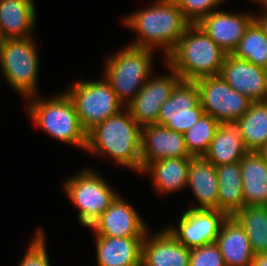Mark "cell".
Here are the masks:
<instances>
[{
  "label": "cell",
  "instance_id": "1",
  "mask_svg": "<svg viewBox=\"0 0 267 266\" xmlns=\"http://www.w3.org/2000/svg\"><path fill=\"white\" fill-rule=\"evenodd\" d=\"M141 130L127 109L120 111L86 133L85 150L108 154L119 165L141 172Z\"/></svg>",
  "mask_w": 267,
  "mask_h": 266
},
{
  "label": "cell",
  "instance_id": "2",
  "mask_svg": "<svg viewBox=\"0 0 267 266\" xmlns=\"http://www.w3.org/2000/svg\"><path fill=\"white\" fill-rule=\"evenodd\" d=\"M125 23L139 34L130 46L147 49L160 46L165 49L166 56L191 24L173 0H157L156 5L125 18Z\"/></svg>",
  "mask_w": 267,
  "mask_h": 266
},
{
  "label": "cell",
  "instance_id": "3",
  "mask_svg": "<svg viewBox=\"0 0 267 266\" xmlns=\"http://www.w3.org/2000/svg\"><path fill=\"white\" fill-rule=\"evenodd\" d=\"M227 54L197 25L190 24L167 57L181 80L217 76Z\"/></svg>",
  "mask_w": 267,
  "mask_h": 266
},
{
  "label": "cell",
  "instance_id": "4",
  "mask_svg": "<svg viewBox=\"0 0 267 266\" xmlns=\"http://www.w3.org/2000/svg\"><path fill=\"white\" fill-rule=\"evenodd\" d=\"M151 52L152 49L129 45L106 62L104 79L110 84L122 105L125 102L128 105L150 77Z\"/></svg>",
  "mask_w": 267,
  "mask_h": 266
},
{
  "label": "cell",
  "instance_id": "5",
  "mask_svg": "<svg viewBox=\"0 0 267 266\" xmlns=\"http://www.w3.org/2000/svg\"><path fill=\"white\" fill-rule=\"evenodd\" d=\"M31 100L29 114L34 123L59 141L86 148V132L80 125L72 99L67 93L49 100Z\"/></svg>",
  "mask_w": 267,
  "mask_h": 266
},
{
  "label": "cell",
  "instance_id": "6",
  "mask_svg": "<svg viewBox=\"0 0 267 266\" xmlns=\"http://www.w3.org/2000/svg\"><path fill=\"white\" fill-rule=\"evenodd\" d=\"M36 47L29 38H8L0 42V65L11 86L25 95L35 98L39 60Z\"/></svg>",
  "mask_w": 267,
  "mask_h": 266
},
{
  "label": "cell",
  "instance_id": "7",
  "mask_svg": "<svg viewBox=\"0 0 267 266\" xmlns=\"http://www.w3.org/2000/svg\"><path fill=\"white\" fill-rule=\"evenodd\" d=\"M66 93L74 102L78 120L86 133L121 111L122 104L105 79L95 82L77 81Z\"/></svg>",
  "mask_w": 267,
  "mask_h": 266
},
{
  "label": "cell",
  "instance_id": "8",
  "mask_svg": "<svg viewBox=\"0 0 267 266\" xmlns=\"http://www.w3.org/2000/svg\"><path fill=\"white\" fill-rule=\"evenodd\" d=\"M64 186L70 200L79 209V222L87 227H90L118 196L103 178L87 169L67 180Z\"/></svg>",
  "mask_w": 267,
  "mask_h": 266
},
{
  "label": "cell",
  "instance_id": "9",
  "mask_svg": "<svg viewBox=\"0 0 267 266\" xmlns=\"http://www.w3.org/2000/svg\"><path fill=\"white\" fill-rule=\"evenodd\" d=\"M199 101L205 114L219 123L235 122L249 109L252 101L232 87L220 76H206L195 80Z\"/></svg>",
  "mask_w": 267,
  "mask_h": 266
},
{
  "label": "cell",
  "instance_id": "10",
  "mask_svg": "<svg viewBox=\"0 0 267 266\" xmlns=\"http://www.w3.org/2000/svg\"><path fill=\"white\" fill-rule=\"evenodd\" d=\"M204 114L196 82L180 80L161 106L157 124L184 134Z\"/></svg>",
  "mask_w": 267,
  "mask_h": 266
},
{
  "label": "cell",
  "instance_id": "11",
  "mask_svg": "<svg viewBox=\"0 0 267 266\" xmlns=\"http://www.w3.org/2000/svg\"><path fill=\"white\" fill-rule=\"evenodd\" d=\"M228 215L217 209L190 208L182 214L179 228L167 230L189 249L216 243L223 222Z\"/></svg>",
  "mask_w": 267,
  "mask_h": 266
},
{
  "label": "cell",
  "instance_id": "12",
  "mask_svg": "<svg viewBox=\"0 0 267 266\" xmlns=\"http://www.w3.org/2000/svg\"><path fill=\"white\" fill-rule=\"evenodd\" d=\"M170 70V75L153 79L150 76L137 96L126 105V109L141 128L157 124L161 106L169 99L172 90L181 80L174 69Z\"/></svg>",
  "mask_w": 267,
  "mask_h": 266
},
{
  "label": "cell",
  "instance_id": "13",
  "mask_svg": "<svg viewBox=\"0 0 267 266\" xmlns=\"http://www.w3.org/2000/svg\"><path fill=\"white\" fill-rule=\"evenodd\" d=\"M237 92L252 102L267 101V70L227 54L219 74Z\"/></svg>",
  "mask_w": 267,
  "mask_h": 266
},
{
  "label": "cell",
  "instance_id": "14",
  "mask_svg": "<svg viewBox=\"0 0 267 266\" xmlns=\"http://www.w3.org/2000/svg\"><path fill=\"white\" fill-rule=\"evenodd\" d=\"M97 236L145 237L147 227L141 217L119 196L90 226Z\"/></svg>",
  "mask_w": 267,
  "mask_h": 266
},
{
  "label": "cell",
  "instance_id": "15",
  "mask_svg": "<svg viewBox=\"0 0 267 266\" xmlns=\"http://www.w3.org/2000/svg\"><path fill=\"white\" fill-rule=\"evenodd\" d=\"M172 157H192L187 150L184 134L158 124L142 127L141 173L149 163Z\"/></svg>",
  "mask_w": 267,
  "mask_h": 266
},
{
  "label": "cell",
  "instance_id": "16",
  "mask_svg": "<svg viewBox=\"0 0 267 266\" xmlns=\"http://www.w3.org/2000/svg\"><path fill=\"white\" fill-rule=\"evenodd\" d=\"M254 20L251 14L213 11L196 24L226 53L232 54L247 27Z\"/></svg>",
  "mask_w": 267,
  "mask_h": 266
},
{
  "label": "cell",
  "instance_id": "17",
  "mask_svg": "<svg viewBox=\"0 0 267 266\" xmlns=\"http://www.w3.org/2000/svg\"><path fill=\"white\" fill-rule=\"evenodd\" d=\"M142 243L141 266H189L191 249L180 243L168 230L146 238Z\"/></svg>",
  "mask_w": 267,
  "mask_h": 266
},
{
  "label": "cell",
  "instance_id": "18",
  "mask_svg": "<svg viewBox=\"0 0 267 266\" xmlns=\"http://www.w3.org/2000/svg\"><path fill=\"white\" fill-rule=\"evenodd\" d=\"M98 266H141L144 237H108L96 235Z\"/></svg>",
  "mask_w": 267,
  "mask_h": 266
},
{
  "label": "cell",
  "instance_id": "19",
  "mask_svg": "<svg viewBox=\"0 0 267 266\" xmlns=\"http://www.w3.org/2000/svg\"><path fill=\"white\" fill-rule=\"evenodd\" d=\"M216 244L226 266H251L255 253L246 231L233 216L223 222Z\"/></svg>",
  "mask_w": 267,
  "mask_h": 266
},
{
  "label": "cell",
  "instance_id": "20",
  "mask_svg": "<svg viewBox=\"0 0 267 266\" xmlns=\"http://www.w3.org/2000/svg\"><path fill=\"white\" fill-rule=\"evenodd\" d=\"M244 206H267V163L259 151H249L240 161Z\"/></svg>",
  "mask_w": 267,
  "mask_h": 266
},
{
  "label": "cell",
  "instance_id": "21",
  "mask_svg": "<svg viewBox=\"0 0 267 266\" xmlns=\"http://www.w3.org/2000/svg\"><path fill=\"white\" fill-rule=\"evenodd\" d=\"M35 20L33 0H0L1 39L29 38Z\"/></svg>",
  "mask_w": 267,
  "mask_h": 266
},
{
  "label": "cell",
  "instance_id": "22",
  "mask_svg": "<svg viewBox=\"0 0 267 266\" xmlns=\"http://www.w3.org/2000/svg\"><path fill=\"white\" fill-rule=\"evenodd\" d=\"M248 152L237 125L229 122L220 123L203 157L216 167L239 162Z\"/></svg>",
  "mask_w": 267,
  "mask_h": 266
},
{
  "label": "cell",
  "instance_id": "23",
  "mask_svg": "<svg viewBox=\"0 0 267 266\" xmlns=\"http://www.w3.org/2000/svg\"><path fill=\"white\" fill-rule=\"evenodd\" d=\"M187 185L192 188L200 206L196 209H217L218 180L216 167L204 157H192Z\"/></svg>",
  "mask_w": 267,
  "mask_h": 266
},
{
  "label": "cell",
  "instance_id": "24",
  "mask_svg": "<svg viewBox=\"0 0 267 266\" xmlns=\"http://www.w3.org/2000/svg\"><path fill=\"white\" fill-rule=\"evenodd\" d=\"M192 157L164 158L149 163L142 172H150L158 192L167 194L187 186Z\"/></svg>",
  "mask_w": 267,
  "mask_h": 266
},
{
  "label": "cell",
  "instance_id": "25",
  "mask_svg": "<svg viewBox=\"0 0 267 266\" xmlns=\"http://www.w3.org/2000/svg\"><path fill=\"white\" fill-rule=\"evenodd\" d=\"M218 180L217 210L233 216L244 206L240 162L216 166Z\"/></svg>",
  "mask_w": 267,
  "mask_h": 266
},
{
  "label": "cell",
  "instance_id": "26",
  "mask_svg": "<svg viewBox=\"0 0 267 266\" xmlns=\"http://www.w3.org/2000/svg\"><path fill=\"white\" fill-rule=\"evenodd\" d=\"M234 123L248 151H260L267 146V101L252 102Z\"/></svg>",
  "mask_w": 267,
  "mask_h": 266
},
{
  "label": "cell",
  "instance_id": "27",
  "mask_svg": "<svg viewBox=\"0 0 267 266\" xmlns=\"http://www.w3.org/2000/svg\"><path fill=\"white\" fill-rule=\"evenodd\" d=\"M233 217L246 231L253 252L267 253V206H243Z\"/></svg>",
  "mask_w": 267,
  "mask_h": 266
},
{
  "label": "cell",
  "instance_id": "28",
  "mask_svg": "<svg viewBox=\"0 0 267 266\" xmlns=\"http://www.w3.org/2000/svg\"><path fill=\"white\" fill-rule=\"evenodd\" d=\"M232 55L267 70V35L253 20Z\"/></svg>",
  "mask_w": 267,
  "mask_h": 266
},
{
  "label": "cell",
  "instance_id": "29",
  "mask_svg": "<svg viewBox=\"0 0 267 266\" xmlns=\"http://www.w3.org/2000/svg\"><path fill=\"white\" fill-rule=\"evenodd\" d=\"M219 125L211 115L204 114L184 133L185 144L192 157H203L207 153Z\"/></svg>",
  "mask_w": 267,
  "mask_h": 266
},
{
  "label": "cell",
  "instance_id": "30",
  "mask_svg": "<svg viewBox=\"0 0 267 266\" xmlns=\"http://www.w3.org/2000/svg\"><path fill=\"white\" fill-rule=\"evenodd\" d=\"M189 266H226L216 243L192 248Z\"/></svg>",
  "mask_w": 267,
  "mask_h": 266
},
{
  "label": "cell",
  "instance_id": "31",
  "mask_svg": "<svg viewBox=\"0 0 267 266\" xmlns=\"http://www.w3.org/2000/svg\"><path fill=\"white\" fill-rule=\"evenodd\" d=\"M183 15L191 23L196 24L200 19L213 12V7L223 0H176Z\"/></svg>",
  "mask_w": 267,
  "mask_h": 266
},
{
  "label": "cell",
  "instance_id": "32",
  "mask_svg": "<svg viewBox=\"0 0 267 266\" xmlns=\"http://www.w3.org/2000/svg\"><path fill=\"white\" fill-rule=\"evenodd\" d=\"M45 237L42 230H38L32 243L28 247L19 266H50L45 248Z\"/></svg>",
  "mask_w": 267,
  "mask_h": 266
},
{
  "label": "cell",
  "instance_id": "33",
  "mask_svg": "<svg viewBox=\"0 0 267 266\" xmlns=\"http://www.w3.org/2000/svg\"><path fill=\"white\" fill-rule=\"evenodd\" d=\"M251 266H267V253L254 254Z\"/></svg>",
  "mask_w": 267,
  "mask_h": 266
},
{
  "label": "cell",
  "instance_id": "34",
  "mask_svg": "<svg viewBox=\"0 0 267 266\" xmlns=\"http://www.w3.org/2000/svg\"><path fill=\"white\" fill-rule=\"evenodd\" d=\"M266 11L261 16H255L254 20L258 23V25L262 28L264 33L267 35V6H265Z\"/></svg>",
  "mask_w": 267,
  "mask_h": 266
},
{
  "label": "cell",
  "instance_id": "35",
  "mask_svg": "<svg viewBox=\"0 0 267 266\" xmlns=\"http://www.w3.org/2000/svg\"><path fill=\"white\" fill-rule=\"evenodd\" d=\"M261 155L264 157L266 163H267V146L262 148L260 151Z\"/></svg>",
  "mask_w": 267,
  "mask_h": 266
},
{
  "label": "cell",
  "instance_id": "36",
  "mask_svg": "<svg viewBox=\"0 0 267 266\" xmlns=\"http://www.w3.org/2000/svg\"><path fill=\"white\" fill-rule=\"evenodd\" d=\"M261 2L263 6H267V0H256V2Z\"/></svg>",
  "mask_w": 267,
  "mask_h": 266
}]
</instances>
